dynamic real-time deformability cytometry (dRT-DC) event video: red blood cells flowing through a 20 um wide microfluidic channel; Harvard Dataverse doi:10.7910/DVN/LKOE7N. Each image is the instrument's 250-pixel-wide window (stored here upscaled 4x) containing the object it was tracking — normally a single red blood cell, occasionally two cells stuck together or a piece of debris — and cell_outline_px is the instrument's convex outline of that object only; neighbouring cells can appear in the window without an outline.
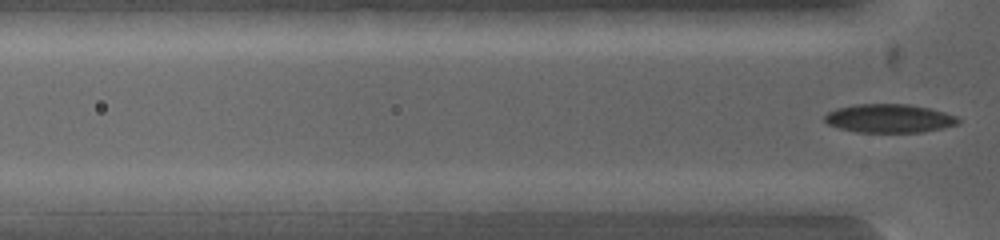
{"species": "common noctule bat (a hibernating species)", "species_latin": "Nyctalus noctula", "temperature_condition": "warm", "stored_images_in_passage": 3, "segment_of_instrument_passage": [2, 2], "camera_frame_rate_fps": 5000, "um_per_image_px": 0.085, "animal": {"sex": "female", "body_mass_g": 19.0, "forearm_length_mm": 53.3}, "frame": {"image": 1, "passage_image": 3, "time_ms": 0.8, "image_size_px": [1000, 240], "cell_outline_px": [[620, 200], [612, 212], [500, 212], [492, 200], [500, 192], [512, 192]], "centroid_in_image_um": [46.83, 17.29], "position_along_channel_um": 79.0, "area_um2": 14.45}}